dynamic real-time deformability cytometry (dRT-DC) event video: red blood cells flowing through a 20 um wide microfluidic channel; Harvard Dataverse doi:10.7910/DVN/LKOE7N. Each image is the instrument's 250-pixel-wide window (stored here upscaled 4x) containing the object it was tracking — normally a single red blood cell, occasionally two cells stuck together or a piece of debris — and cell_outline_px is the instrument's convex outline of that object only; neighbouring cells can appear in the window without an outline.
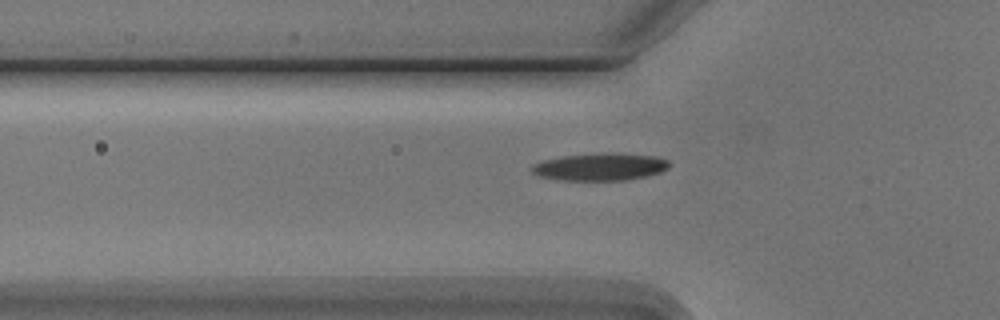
{"species": "Egyptian fruit bat (a non-hibernating species)", "species_latin": "Rousettus aegyptiacus", "temperature_condition": "cold", "stored_images_in_passage": 8, "camera_frame_rate_fps": 3000, "um_per_image_px": 0.085, "animal": {"sex": "male"}, "frame": {"image": 1, "passage_image": 8, "time_ms": 8.667, "image_size_px": [1000, 320], "cell_outline_px": [[668, 168], [660, 172], [644, 176], [624, 180], [564, 180], [540, 176], [532, 172], [532, 164], [544, 160], [564, 156], [612, 152], [656, 156], [668, 160]], "centroid_in_image_um": [51.02, 14.17], "position_along_channel_um": 74.8, "area_um2": 21.68}}